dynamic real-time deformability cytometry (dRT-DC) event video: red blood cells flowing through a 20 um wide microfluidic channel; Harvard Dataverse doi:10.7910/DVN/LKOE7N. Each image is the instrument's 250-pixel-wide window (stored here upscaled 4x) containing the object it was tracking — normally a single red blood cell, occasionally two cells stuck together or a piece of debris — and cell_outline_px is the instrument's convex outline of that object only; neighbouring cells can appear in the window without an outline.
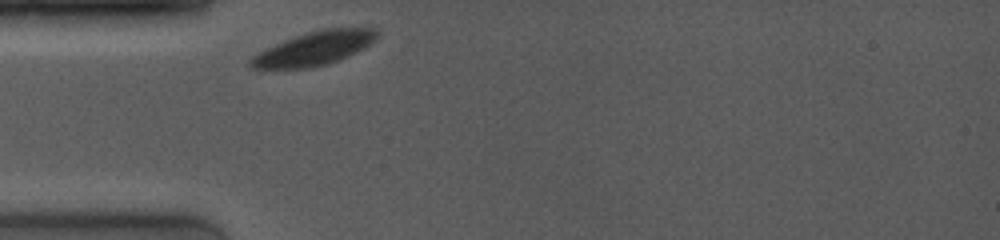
{"species": "common noctule bat (a hibernating species)", "species_latin": "Nyctalus noctula", "temperature_condition": "room temperature", "stored_images_in_passage": 30, "camera_frame_rate_fps": 4000, "um_per_image_px": 0.085, "animal": {"sex": "female", "body_mass_g": 19.0, "forearm_length_mm": 53.3}, "frame": {"image": 1, "passage_image": 1, "time_ms": 0.0, "image_size_px": [1000, 240], "cell_outline_px": [[380, 36], [376, 40], [364, 48], [348, 56], [328, 64], [308, 68], [252, 68], [248, 64], [248, 60], [252, 56], [264, 48], [284, 40], [308, 32], [324, 28], [376, 28]], "centroid_in_image_um": [26.72, 4.11], "position_along_channel_um": 58.3, "area_um2": 24.85}}
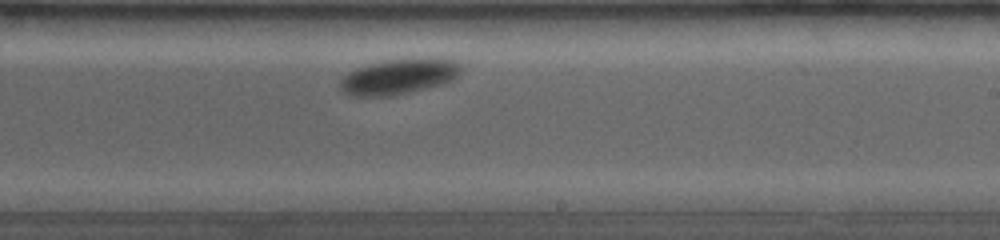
{"frame": {"image": 2, "passage_image": 19, "time_ms": 5.5, "image_size_px": [1000, 240], "cell_outline_px": [[460, 72], [452, 80], [444, 84], [392, 96], [352, 96], [344, 92], [340, 88], [340, 80], [348, 72], [356, 68], [368, 64], [384, 60], [436, 56], [440, 56], [460, 60]], "centroid_in_image_um": [33.97, 6.47], "position_along_channel_um": 255.0, "area_um2": 25.61}}
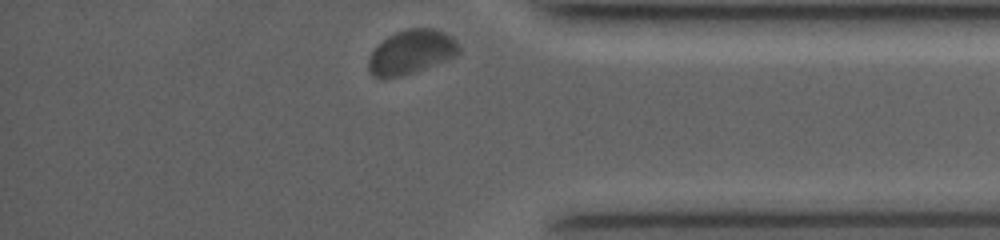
{"frame": {"image": 3, "passage_image": 30, "time_ms": 9.5, "image_size_px": [1000, 240], "cell_outline_px": [[460, 52], [456, 56], [448, 60], [400, 76], [380, 80], [372, 76], [368, 68], [368, 60], [372, 52], [388, 36], [396, 32], [408, 28], [436, 28], [452, 36], [456, 40], [460, 48]], "centroid_in_image_um": [34.97, 4.43], "position_along_channel_um": 400.2, "area_um2": 23.35}, "authors_computed_cell_mechanics": {"area_um2": 25.2875, "velocity_mm_per_s": 3.6612, "shape_relaxation_time_tau1_ms": 0.5982, "shape_relaxation_time_tau2_ms": null, "deformation_change_tau1": 0.0396, "deformation_change_tau2": null}}